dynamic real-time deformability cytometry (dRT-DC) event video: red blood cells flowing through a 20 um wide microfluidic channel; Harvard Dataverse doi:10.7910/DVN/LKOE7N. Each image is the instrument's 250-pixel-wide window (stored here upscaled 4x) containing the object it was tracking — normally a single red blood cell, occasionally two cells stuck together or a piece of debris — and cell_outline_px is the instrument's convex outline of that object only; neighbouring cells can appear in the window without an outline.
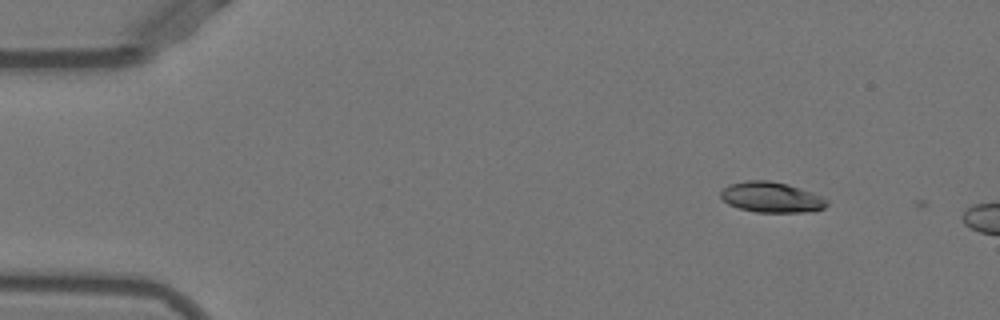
{"species": "Egyptian fruit bat (a non-hibernating species)", "species_latin": "Rousettus aegyptiacus", "temperature_condition": "warm", "stored_images_in_passage": 4, "camera_frame_rate_fps": 3000, "um_per_image_px": 0.085, "animal": {"sex": "female"}, "frame": {"image": 1, "passage_image": 2, "time_ms": 0.333, "image_size_px": [1000, 320], "cell_outline_px": [[828, 204], [824, 208], [812, 212], [756, 212], [740, 208], [728, 204], [720, 196], [720, 192], [728, 184], [748, 180], [768, 180], [788, 184], [812, 192], [828, 200]], "centroid_in_image_um": [65.58, 16.76], "position_along_channel_um": 19.4, "area_um2": 18.9}}